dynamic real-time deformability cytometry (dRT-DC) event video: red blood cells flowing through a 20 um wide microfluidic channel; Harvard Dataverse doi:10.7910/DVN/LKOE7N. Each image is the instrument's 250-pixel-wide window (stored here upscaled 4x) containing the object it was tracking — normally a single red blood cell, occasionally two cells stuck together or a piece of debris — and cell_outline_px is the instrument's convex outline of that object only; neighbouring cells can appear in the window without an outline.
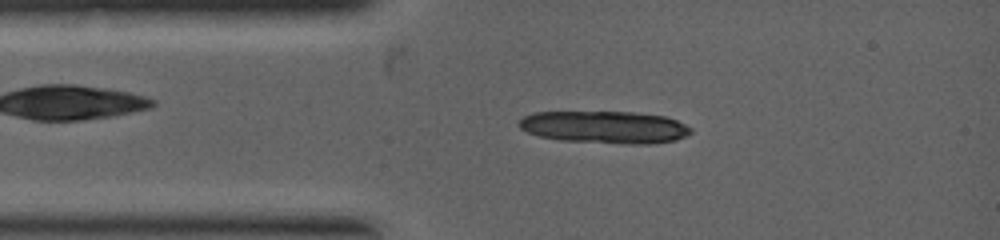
{"species": "common noctule bat (a hibernating species)", "species_latin": "Nyctalus noctula", "temperature_condition": "warm", "stored_images_in_passage": 4, "camera_frame_rate_fps": 5000, "um_per_image_px": 0.085, "animal": {"sex": "female", "body_mass_g": 19.0, "forearm_length_mm": 53.3}, "frame": {"image": 1, "passage_image": 4, "time_ms": 0.6, "image_size_px": [1000, 240], "cell_outline_px": [[692, 132], [676, 140], [652, 144], [620, 144], [560, 140], [540, 136], [528, 132], [520, 128], [520, 120], [524, 116], [532, 112], [636, 112], [664, 116], [676, 120], [692, 128]], "centroid_in_image_um": [51.42, 10.81], "position_along_channel_um": 33.6, "area_um2": 32.48}}